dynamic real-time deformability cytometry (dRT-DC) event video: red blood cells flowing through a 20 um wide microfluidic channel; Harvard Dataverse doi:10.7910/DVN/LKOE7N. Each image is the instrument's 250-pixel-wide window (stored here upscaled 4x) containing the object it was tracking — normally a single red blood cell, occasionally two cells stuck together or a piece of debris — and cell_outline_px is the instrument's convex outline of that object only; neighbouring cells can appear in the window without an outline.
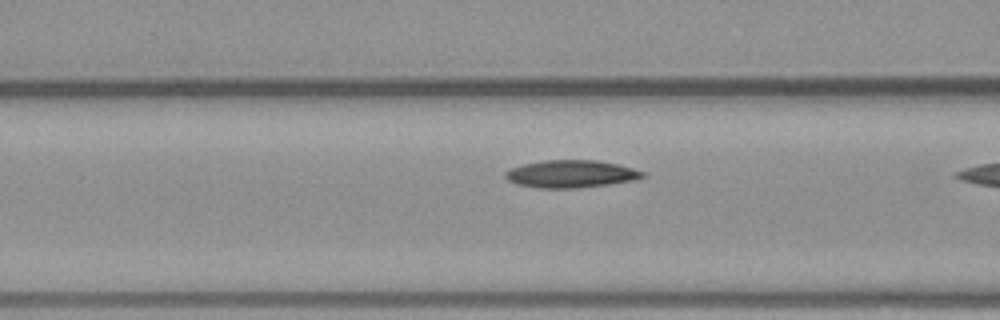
{"species": "common noctule bat (a hibernating species)", "species_latin": "Nyctalus noctula", "temperature_condition": "warm", "stored_images_in_passage": 17, "camera_frame_rate_fps": 3000, "um_per_image_px": 0.085, "animal": {"sex": "male", "body_mass_g": 23.1, "forearm_length_mm": 52.7}, "frame": {"image": 1, "passage_image": 16, "time_ms": 5.0, "image_size_px": [1000, 320], "cell_outline_px": [[644, 176], [636, 180], [608, 184], [576, 188], [536, 188], [516, 184], [508, 180], [504, 176], [504, 172], [512, 168], [524, 164], [544, 160], [596, 160], [620, 164], [644, 172]], "centroid_in_image_um": [48.52, 14.78], "position_along_channel_um": 118.1, "area_um2": 22.02}}